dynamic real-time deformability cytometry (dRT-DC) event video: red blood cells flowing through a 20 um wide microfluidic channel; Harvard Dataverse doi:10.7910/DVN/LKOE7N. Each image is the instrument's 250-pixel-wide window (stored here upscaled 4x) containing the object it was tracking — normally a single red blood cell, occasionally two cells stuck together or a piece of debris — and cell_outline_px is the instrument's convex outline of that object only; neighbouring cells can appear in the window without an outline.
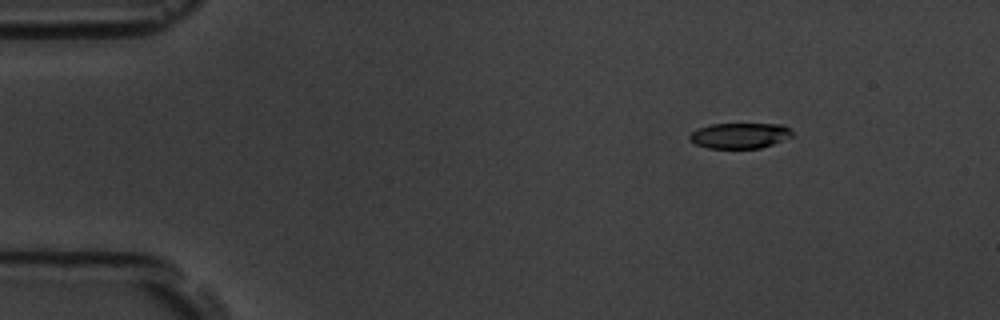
{"species": "common noctule bat (a hibernating species)", "species_latin": "Nyctalus noctula", "temperature_condition": "room temperature", "stored_images_in_passage": 6, "camera_frame_rate_fps": 3000, "um_per_image_px": 0.085, "animal": {"sex": "male", "body_mass_g": 19.5, "forearm_length_mm": 54.6}, "frame": {"image": 1, "passage_image": 3, "time_ms": 2.0, "image_size_px": [1000, 320], "cell_outline_px": [[792, 136], [772, 144], [760, 148], [708, 148], [696, 144], [688, 140], [688, 136], [696, 128], [712, 124], [784, 124], [792, 132]], "centroid_in_image_um": [62.84, 11.52], "position_along_channel_um": 22.2, "area_um2": 15.26}}
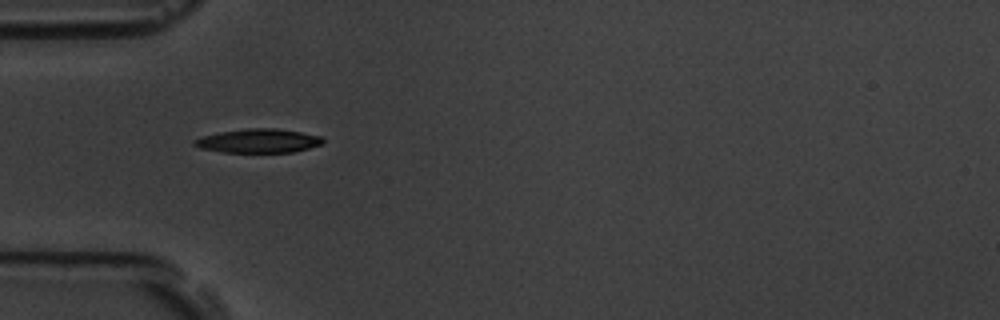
{"frame": {"image": 2, "passage_image": 5, "time_ms": 5.333, "image_size_px": [1000, 320], "cell_outline_px": [[324, 144], [292, 152], [224, 152], [200, 148], [192, 144], [192, 140], [204, 136], [220, 132], [248, 128], [276, 128], [324, 136]], "centroid_in_image_um": [22.0, 11.97], "position_along_channel_um": 63.0, "area_um2": 17.92}}
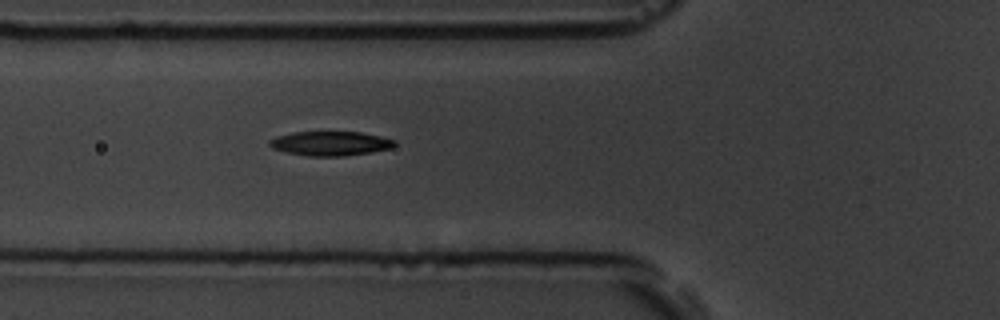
{"frame": {"image": 3, "passage_image": 6, "time_ms": 6.333, "image_size_px": [1000, 320], "cell_outline_px": [[396, 144], [392, 148], [372, 152], [344, 156], [308, 156], [288, 152], [272, 148], [268, 144], [268, 140], [276, 136], [292, 132], [360, 132], [380, 136], [396, 140]], "centroid_in_image_um": [28.09, 12.19], "position_along_channel_um": 97.7, "area_um2": 17.8}}